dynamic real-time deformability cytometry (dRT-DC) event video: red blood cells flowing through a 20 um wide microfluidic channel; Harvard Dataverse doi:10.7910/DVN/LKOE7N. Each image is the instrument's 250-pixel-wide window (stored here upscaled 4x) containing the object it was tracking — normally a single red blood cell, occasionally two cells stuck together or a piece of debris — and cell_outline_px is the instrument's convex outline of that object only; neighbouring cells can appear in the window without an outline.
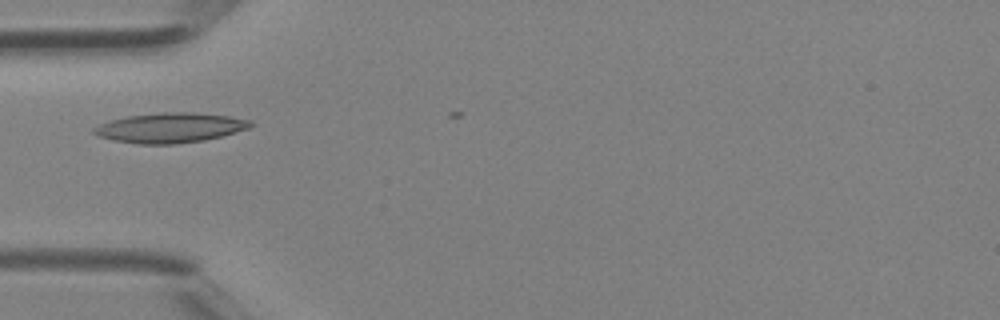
{"species": "Egyptian fruit bat (a non-hibernating species)", "species_latin": "Rousettus aegyptiacus", "temperature_condition": "room temperature", "stored_images_in_passage": 6, "camera_frame_rate_fps": 3000, "um_per_image_px": 0.085, "animal": {"sex": "female"}, "frame": {"image": 1, "passage_image": 2, "time_ms": 0.333, "image_size_px": [1000, 320], "cell_outline_px": [[252, 124], [248, 128], [220, 136], [204, 140], [176, 144], [140, 144], [116, 140], [100, 136], [92, 132], [92, 128], [100, 124], [112, 120], [128, 116], [164, 112], [196, 112], [228, 116], [252, 120]], "centroid_in_image_um": [14.47, 10.85], "position_along_channel_um": 70.5, "area_um2": 26.93}}
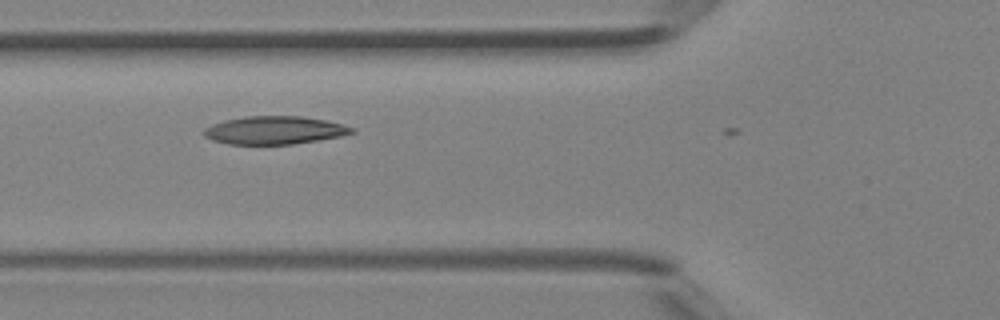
{"frame": {"image": 2, "passage_image": 4, "time_ms": 1.0, "image_size_px": [1000, 320], "cell_outline_px": [[356, 132], [340, 136], [292, 144], [228, 144], [212, 140], [204, 136], [204, 128], [212, 124], [224, 120], [244, 116], [300, 116], [324, 120], [356, 128]], "centroid_in_image_um": [23.3, 11.06], "position_along_channel_um": 102.5, "area_um2": 24.04}}